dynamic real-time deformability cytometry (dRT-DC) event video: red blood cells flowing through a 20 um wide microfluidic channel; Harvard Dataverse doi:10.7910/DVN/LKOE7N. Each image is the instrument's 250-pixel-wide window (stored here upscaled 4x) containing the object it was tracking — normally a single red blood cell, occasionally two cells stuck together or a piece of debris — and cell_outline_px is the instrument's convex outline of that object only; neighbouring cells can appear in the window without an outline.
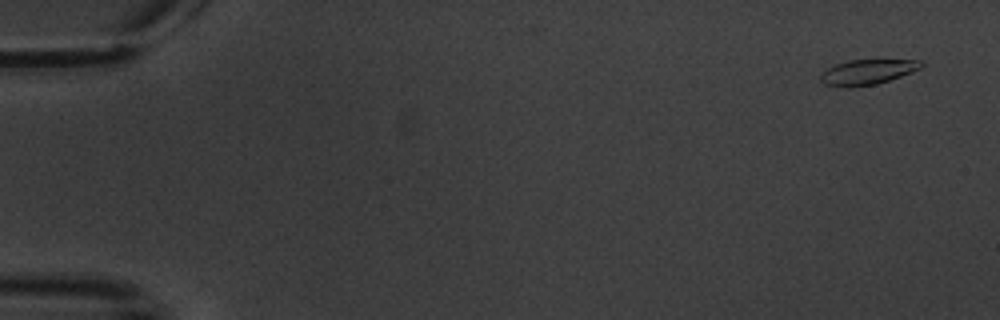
{"species": "common noctule bat (a hibernating species)", "species_latin": "Nyctalus noctula", "temperature_condition": "warm", "stored_images_in_passage": 5, "camera_frame_rate_fps": 3000, "um_per_image_px": 0.085, "animal": {"sex": "male", "body_mass_g": 20.1, "forearm_length_mm": 53.5}, "frame": {"image": 1, "passage_image": 1, "time_ms": 0.0, "image_size_px": [1000, 320], "cell_outline_px": [[924, 64], [920, 68], [912, 72], [876, 84], [848, 88], [824, 84], [820, 80], [820, 76], [828, 68], [836, 64], [848, 60], [920, 60]], "centroid_in_image_um": [73.72, 6.13], "position_along_channel_um": 11.3, "area_um2": 14.57}}